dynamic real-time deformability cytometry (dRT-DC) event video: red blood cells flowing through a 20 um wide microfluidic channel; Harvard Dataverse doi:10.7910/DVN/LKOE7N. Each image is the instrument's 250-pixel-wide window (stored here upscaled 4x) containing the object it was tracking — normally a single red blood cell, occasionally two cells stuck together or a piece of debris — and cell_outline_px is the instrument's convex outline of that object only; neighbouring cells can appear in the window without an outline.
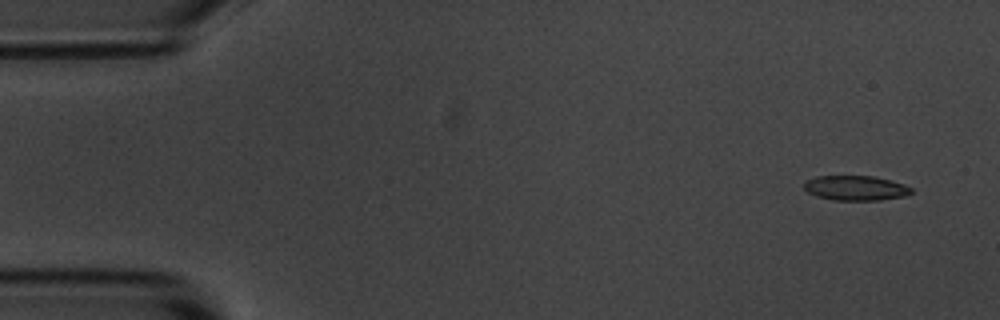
{"species": "common noctule bat (a hibernating species)", "species_latin": "Nyctalus noctula", "temperature_condition": "room temperature", "stored_images_in_passage": 8, "camera_frame_rate_fps": 3000, "um_per_image_px": 0.085, "animal": {"sex": "male", "body_mass_g": 20.1, "forearm_length_mm": 53.5}, "frame": {"image": 1, "passage_image": 2, "time_ms": 1.0, "image_size_px": [1000, 320], "cell_outline_px": [[912, 192], [904, 196], [880, 200], [832, 200], [816, 196], [808, 192], [804, 188], [804, 180], [816, 176], [872, 176], [904, 184], [912, 188]], "centroid_in_image_um": [72.69, 15.98], "position_along_channel_um": 12.3, "area_um2": 15.49}}
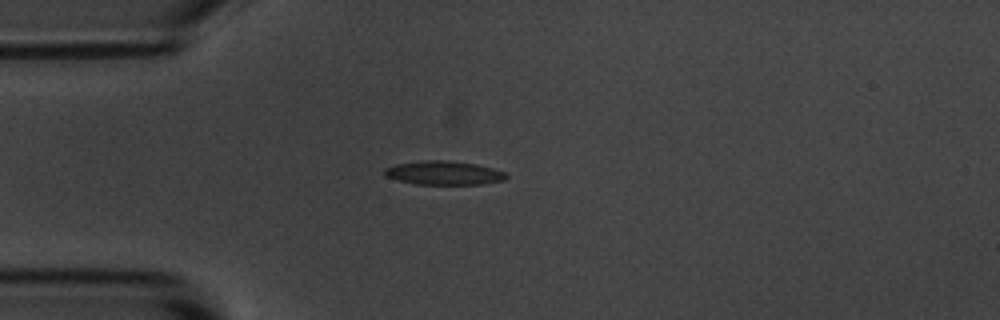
{"frame": {"image": 2, "passage_image": 5, "time_ms": 4.667, "image_size_px": [1000, 320], "cell_outline_px": [[508, 176], [504, 180], [480, 184], [416, 184], [396, 180], [384, 176], [384, 168], [396, 164], [420, 160], [444, 160], [476, 164], [492, 168], [504, 172]], "centroid_in_image_um": [37.67, 14.69], "position_along_channel_um": 47.3, "area_um2": 16.88}}
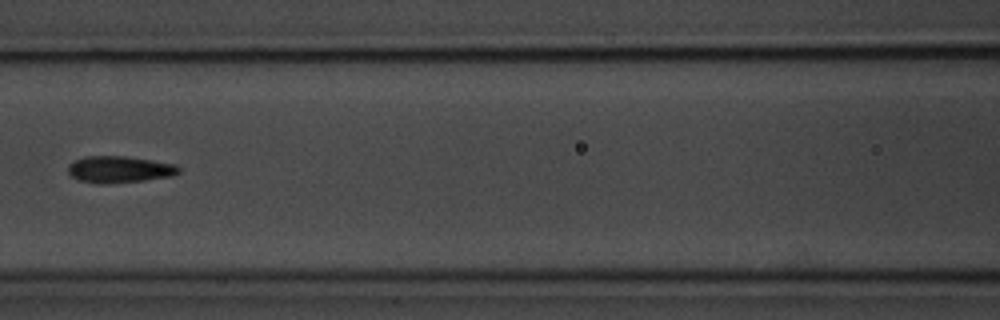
{"frame": {"image": 3, "passage_image": 8, "time_ms": 8.0, "image_size_px": [1000, 320], "cell_outline_px": [[180, 172], [172, 176], [144, 180], [108, 184], [96, 184], [80, 180], [72, 176], [68, 172], [68, 164], [84, 156], [124, 156], [152, 160], [176, 164], [180, 168]], "centroid_in_image_um": [10.15, 14.4], "position_along_channel_um": 156.4, "area_um2": 17.28}}